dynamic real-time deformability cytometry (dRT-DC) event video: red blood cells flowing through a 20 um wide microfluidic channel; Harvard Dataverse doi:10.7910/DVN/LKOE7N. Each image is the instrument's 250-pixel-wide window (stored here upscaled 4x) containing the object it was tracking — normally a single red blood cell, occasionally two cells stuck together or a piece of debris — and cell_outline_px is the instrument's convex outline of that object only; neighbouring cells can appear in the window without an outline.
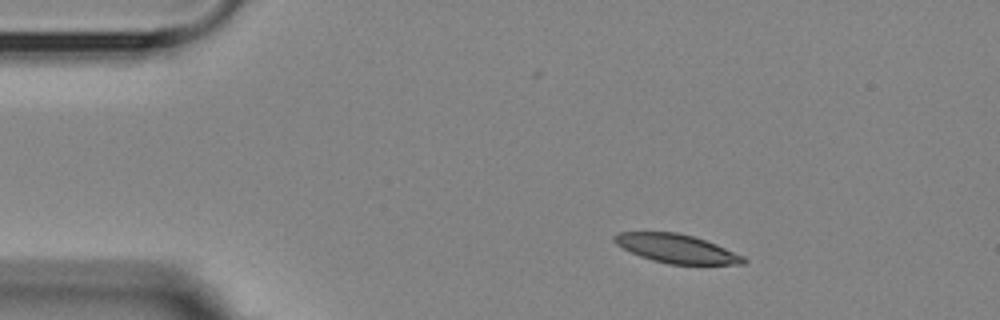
{"species": "Egyptian fruit bat (a non-hibernating species)", "species_latin": "Rousettus aegyptiacus", "temperature_condition": "room temperature", "stored_images_in_passage": 4, "camera_frame_rate_fps": 3000, "um_per_image_px": 0.085, "animal": {"sex": "female"}, "frame": {"image": 1, "passage_image": 2, "time_ms": 1.333, "image_size_px": [1000, 320], "cell_outline_px": [[748, 260], [744, 264], [668, 264], [652, 260], [640, 256], [616, 244], [612, 240], [612, 236], [616, 232], [676, 232], [692, 236], [716, 244], [744, 256]], "centroid_in_image_um": [57.49, 21.13], "position_along_channel_um": 27.5, "area_um2": 21.5}}